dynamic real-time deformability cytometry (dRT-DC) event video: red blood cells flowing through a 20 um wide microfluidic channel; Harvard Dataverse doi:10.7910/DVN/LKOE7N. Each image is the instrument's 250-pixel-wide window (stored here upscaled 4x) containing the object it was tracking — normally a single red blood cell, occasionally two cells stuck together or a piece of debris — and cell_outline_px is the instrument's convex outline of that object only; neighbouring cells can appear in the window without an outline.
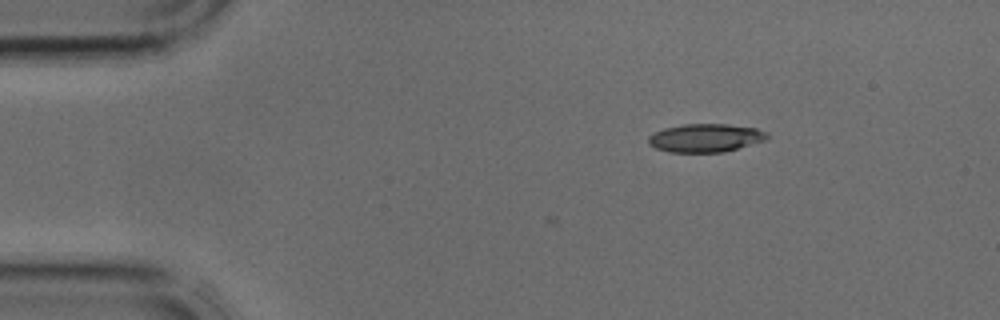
{"species": "common noctule bat (a hibernating species)", "species_latin": "Nyctalus noctula", "temperature_condition": "cold", "stored_images_in_passage": 24, "camera_frame_rate_fps": 3000, "um_per_image_px": 0.085, "animal": {"sex": "male", "body_mass_g": 17.9, "forearm_length_mm": 54.2}, "frame": {"image": 1, "passage_image": 1, "time_ms": 0.0, "image_size_px": [1000, 320], "cell_outline_px": [[768, 140], [724, 152], [668, 152], [656, 148], [648, 144], [648, 136], [664, 128], [684, 124], [728, 124], [756, 128], [768, 132]], "centroid_in_image_um": [60.0, 11.72], "position_along_channel_um": 25.0, "area_um2": 19.71}}
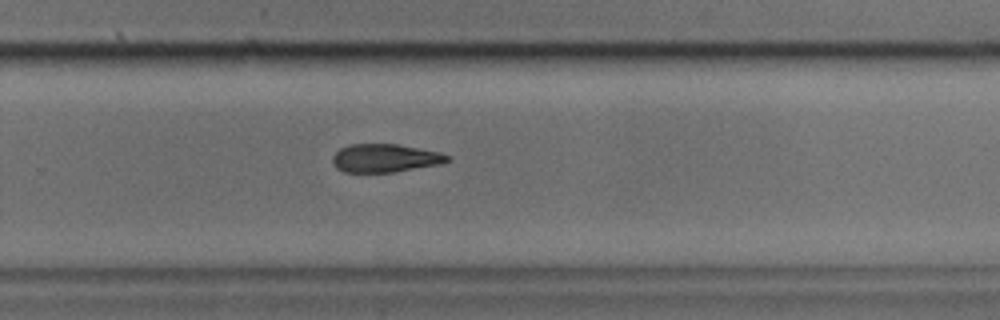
{"frame": {"image": 2, "passage_image": 21, "time_ms": 6.667, "image_size_px": [1000, 320], "cell_outline_px": [[452, 156], [448, 160], [436, 164], [392, 172], [344, 172], [336, 168], [332, 160], [332, 156], [340, 148], [348, 144], [396, 144], [440, 152]], "centroid_in_image_um": [32.67, 13.43], "position_along_channel_um": 297.1, "area_um2": 18.67}}
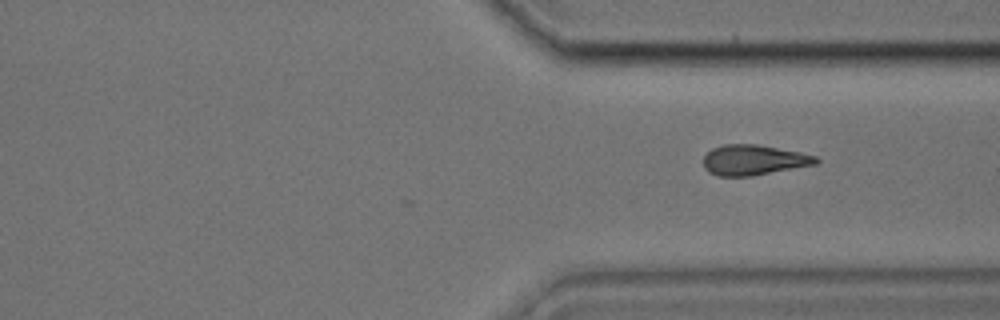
{"frame": {"image": 3, "passage_image": 24, "time_ms": 7.667, "image_size_px": [1000, 320], "cell_outline_px": [[820, 160], [816, 164], [752, 176], [716, 176], [708, 172], [704, 168], [704, 156], [712, 148], [724, 144], [756, 144], [800, 152], [816, 156]], "centroid_in_image_um": [64.04, 13.6], "position_along_channel_um": 347.4, "area_um2": 19.88}}